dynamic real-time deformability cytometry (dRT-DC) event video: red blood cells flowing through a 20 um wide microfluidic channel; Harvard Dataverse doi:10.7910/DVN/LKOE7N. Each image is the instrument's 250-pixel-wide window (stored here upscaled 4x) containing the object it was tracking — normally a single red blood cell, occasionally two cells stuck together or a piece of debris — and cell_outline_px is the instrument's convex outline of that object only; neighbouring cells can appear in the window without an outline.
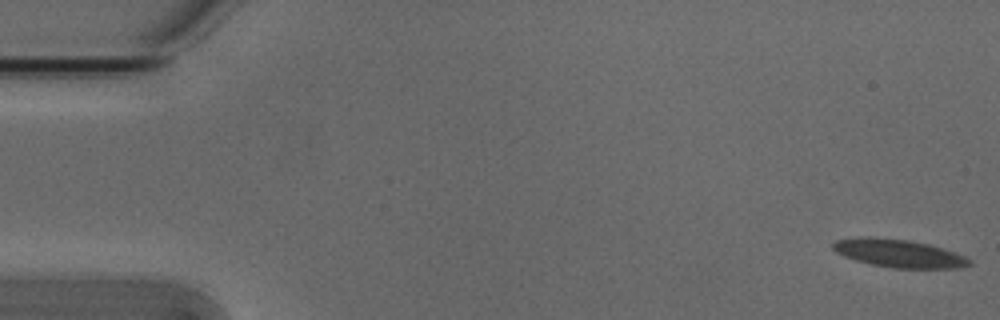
{"species": "Egyptian fruit bat (a non-hibernating species)", "species_latin": "Rousettus aegyptiacus", "temperature_condition": "cold", "stored_images_in_passage": 54, "camera_frame_rate_fps": 3000, "um_per_image_px": 0.085, "animal": {"sex": "male"}, "frame": {"image": 1, "passage_image": 1, "time_ms": 0.0, "image_size_px": [1000, 320], "cell_outline_px": [[972, 264], [960, 268], [892, 268], [872, 264], [856, 260], [844, 256], [836, 252], [832, 248], [832, 244], [836, 240], [868, 236], [908, 240], [928, 244], [964, 256], [972, 260]], "centroid_in_image_um": [76.39, 21.54], "position_along_channel_um": 8.6, "area_um2": 22.02}}
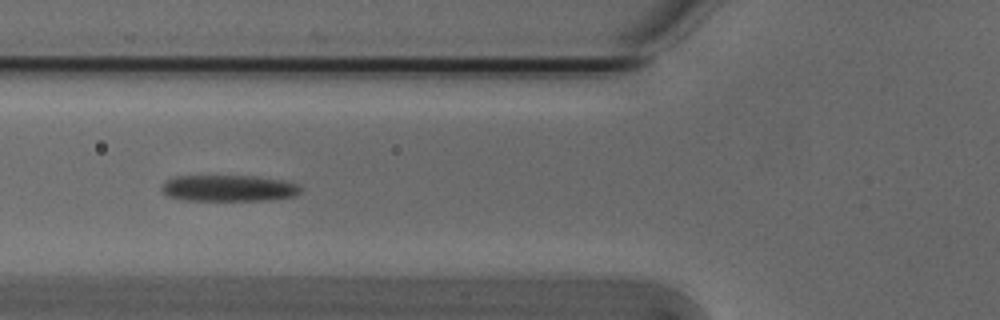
{"frame": {"image": 2, "passage_image": 20, "time_ms": 6.333, "image_size_px": [1000, 320], "cell_outline_px": [[300, 192], [296, 196], [268, 200], [188, 200], [168, 196], [160, 188], [164, 180], [176, 176], [256, 176], [284, 180], [296, 184], [300, 188]], "centroid_in_image_um": [19.43, 15.99], "position_along_channel_um": 106.4, "area_um2": 21.33}}
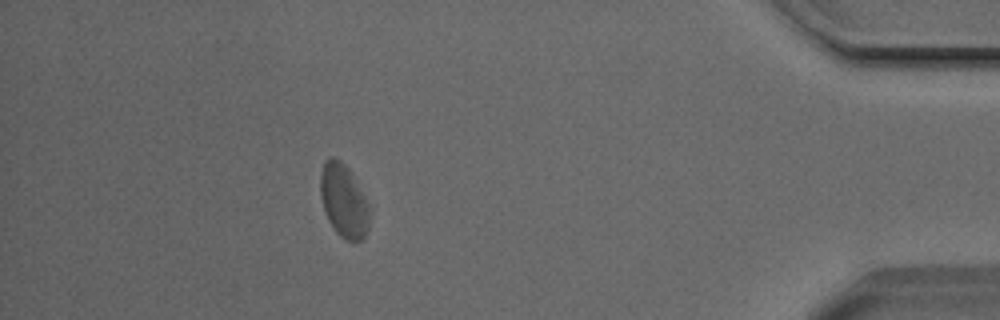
{"frame": {"image": 3, "passage_image": 48, "time_ms": 15.667, "image_size_px": [1000, 320], "cell_outline_px": [[368, 228], [364, 236], [356, 244], [352, 244], [344, 240], [336, 232], [328, 220], [320, 196], [320, 172], [324, 164], [332, 156], [340, 160], [352, 172], [368, 204]], "centroid_in_image_um": [29.2, 17.1], "position_along_channel_um": 406.0, "area_um2": 20.98}, "authors_computed_cell_mechanics": {"area_um2": 21.7328, "velocity_mm_per_s": 3.7718, "shape_relaxation_time_tau1_ms": 5.2665, "shape_relaxation_time_tau2_ms": null, "deformation_change_tau1": 0.1301, "deformation_change_tau2": null}}